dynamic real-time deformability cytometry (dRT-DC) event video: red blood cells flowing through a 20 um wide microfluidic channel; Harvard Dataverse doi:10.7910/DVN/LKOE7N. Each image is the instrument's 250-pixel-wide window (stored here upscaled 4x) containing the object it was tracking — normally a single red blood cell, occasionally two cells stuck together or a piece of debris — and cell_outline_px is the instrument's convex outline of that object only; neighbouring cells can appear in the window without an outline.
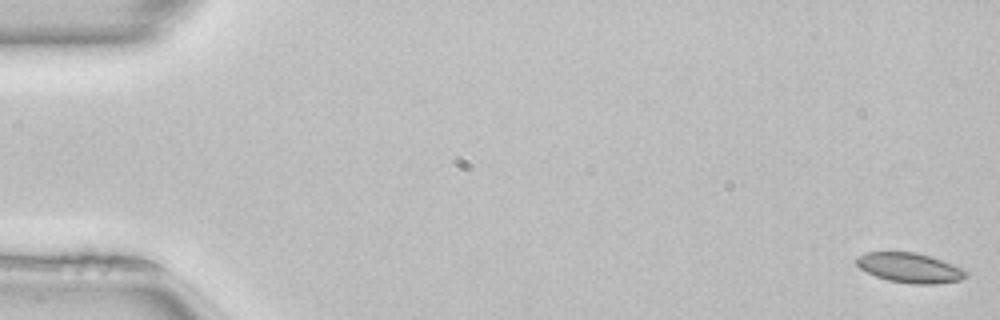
{"species": "common noctule bat (a hibernating species)", "species_latin": "Nyctalus noctula", "temperature_condition": "room temperature", "stored_images_in_passage": 51, "camera_frame_rate_fps": 3000, "um_per_image_px": 0.085, "animal": {"sex": "female", "body_mass_g": 22.7, "forearm_length_mm": 54.2}, "frame": {"image": 1, "passage_image": 1, "time_ms": 0.0, "image_size_px": [1000, 320], "cell_outline_px": [[968, 276], [960, 280], [936, 284], [912, 284], [888, 280], [876, 276], [860, 268], [856, 264], [856, 256], [868, 252], [916, 252], [932, 256], [952, 264], [968, 272]], "centroid_in_image_um": [77.34, 22.76], "position_along_channel_um": 7.7, "area_um2": 19.02}}
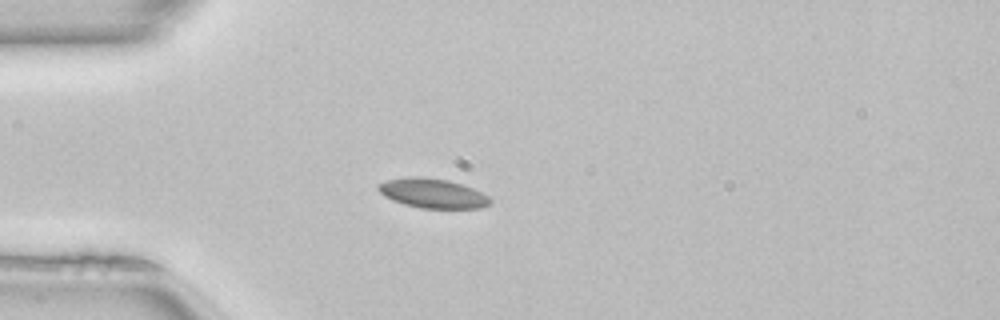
{"frame": {"image": 2, "passage_image": 14, "time_ms": 4.333, "image_size_px": [1000, 320], "cell_outline_px": [[492, 204], [480, 208], [420, 208], [404, 204], [392, 200], [384, 196], [376, 188], [376, 184], [388, 180], [408, 176], [412, 176], [448, 180], [472, 188], [488, 196], [492, 200]], "centroid_in_image_um": [36.75, 16.44], "position_along_channel_um": 48.2, "area_um2": 19.19}}
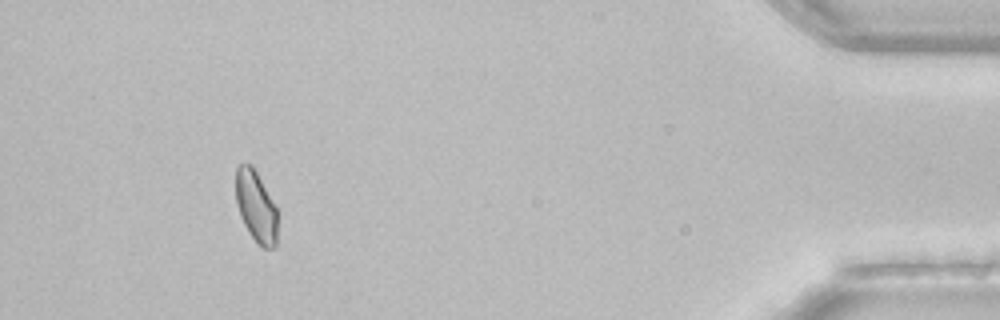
{"frame": {"image": 3, "passage_image": 47, "time_ms": 15.333, "image_size_px": [1000, 320], "cell_outline_px": [[276, 244], [272, 248], [264, 248], [248, 232], [240, 216], [236, 204], [236, 168], [240, 164], [252, 164], [276, 204]], "centroid_in_image_um": [21.75, 17.51], "position_along_channel_um": 413.4, "area_um2": 17.28}, "authors_computed_cell_mechanics": {"area_um2": 18.6694, "velocity_mm_per_s": 4.0561, "shape_relaxation_time_tau1_ms": 4.0225, "shape_relaxation_time_tau2_ms": 5.5136, "deformation_change_tau1": 0.057, "deformation_change_tau2": 0.0669}}